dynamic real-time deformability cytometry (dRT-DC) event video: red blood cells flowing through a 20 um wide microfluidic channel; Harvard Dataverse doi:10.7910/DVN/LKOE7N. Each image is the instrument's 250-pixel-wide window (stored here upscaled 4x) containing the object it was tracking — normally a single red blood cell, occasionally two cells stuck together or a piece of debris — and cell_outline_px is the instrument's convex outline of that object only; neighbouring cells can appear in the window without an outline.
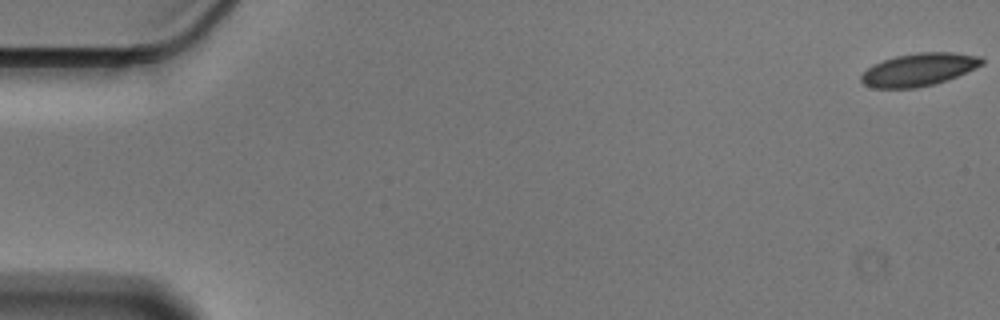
{"species": "Egyptian fruit bat (a non-hibernating species)", "species_latin": "Rousettus aegyptiacus", "temperature_condition": "cold", "stored_images_in_passage": 57, "camera_frame_rate_fps": 3000, "um_per_image_px": 0.085, "animal": {"sex": "male"}, "frame": {"image": 1, "passage_image": 1, "time_ms": 0.0, "image_size_px": [1000, 320], "cell_outline_px": [[984, 64], [948, 80], [936, 84], [916, 88], [872, 88], [864, 84], [860, 80], [860, 76], [872, 64], [896, 56], [916, 52], [952, 52], [980, 56], [984, 60]], "centroid_in_image_um": [78.11, 5.92], "position_along_channel_um": 6.9, "area_um2": 23.18}}
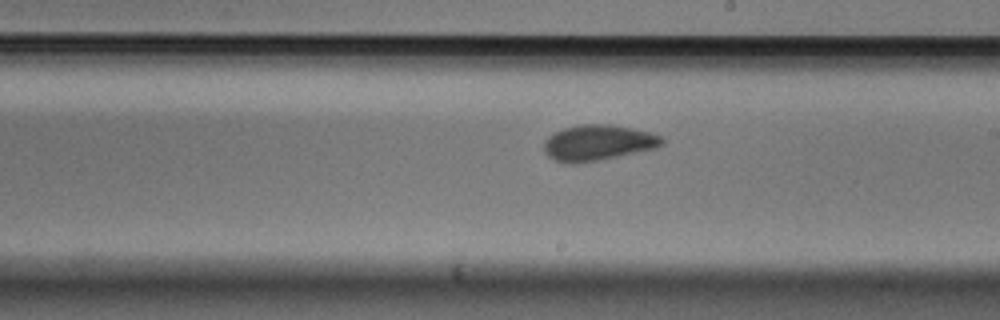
{"frame": {"image": 2, "passage_image": 33, "time_ms": 10.667, "image_size_px": [1000, 320], "cell_outline_px": [[664, 144], [656, 148], [576, 164], [564, 164], [548, 156], [544, 152], [544, 140], [548, 136], [564, 128], [580, 124], [612, 124], [632, 128], [648, 132], [660, 136], [664, 140]], "centroid_in_image_um": [50.79, 12.13], "position_along_channel_um": 238.2, "area_um2": 24.45}}
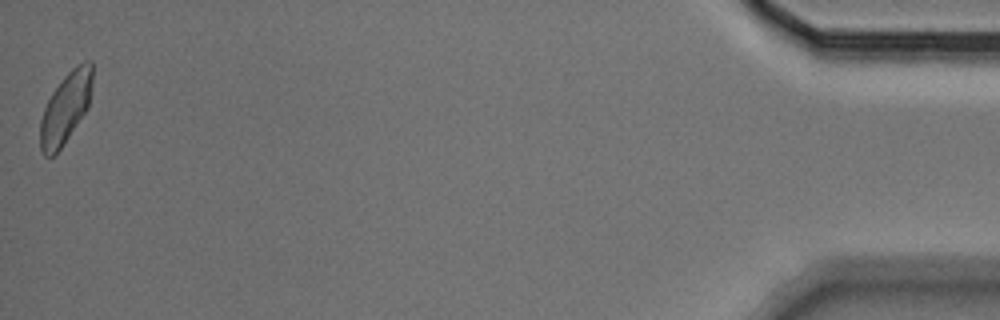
{"frame": {"image": 3, "passage_image": 57, "time_ms": 18.667, "image_size_px": [1000, 320], "cell_outline_px": [[92, 80], [88, 108], [60, 148], [52, 156], [44, 156], [40, 148], [40, 120], [44, 108], [52, 92], [60, 80], [72, 68], [84, 60], [92, 60]], "centroid_in_image_um": [5.57, 9.14], "position_along_channel_um": 429.6, "area_um2": 21.33}, "authors_computed_cell_mechanics": {"area_um2": 23.409, "velocity_mm_per_s": 3.5477, "shape_relaxation_time_tau1_ms": 3.4397, "shape_relaxation_time_tau2_ms": 1.0149, "deformation_change_tau1": 0.1112, "deformation_change_tau2": 0.0536}}